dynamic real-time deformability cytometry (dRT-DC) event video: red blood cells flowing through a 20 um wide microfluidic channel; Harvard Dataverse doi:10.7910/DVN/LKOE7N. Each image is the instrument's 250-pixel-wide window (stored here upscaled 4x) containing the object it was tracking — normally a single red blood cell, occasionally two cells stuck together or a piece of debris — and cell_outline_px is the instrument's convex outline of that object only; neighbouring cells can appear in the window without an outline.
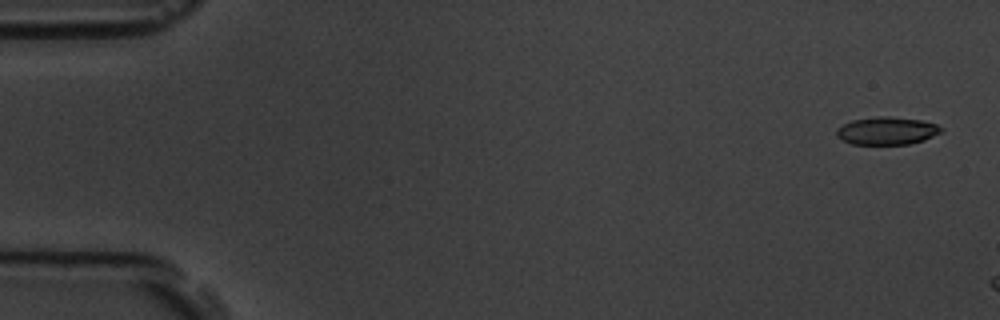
{"species": "common noctule bat (a hibernating species)", "species_latin": "Nyctalus noctula", "temperature_condition": "room temperature", "stored_images_in_passage": 5, "camera_frame_rate_fps": 3000, "um_per_image_px": 0.085, "animal": {"sex": "male", "body_mass_g": 19.5, "forearm_length_mm": 54.6}, "frame": {"image": 1, "passage_image": 1, "time_ms": 0.0, "image_size_px": [1000, 320], "cell_outline_px": [[944, 128], [940, 132], [924, 140], [908, 144], [852, 144], [836, 136], [836, 128], [852, 120], [876, 116], [888, 116], [920, 120], [936, 124]], "centroid_in_image_um": [75.37, 11.11], "position_along_channel_um": 9.6, "area_um2": 16.82}}